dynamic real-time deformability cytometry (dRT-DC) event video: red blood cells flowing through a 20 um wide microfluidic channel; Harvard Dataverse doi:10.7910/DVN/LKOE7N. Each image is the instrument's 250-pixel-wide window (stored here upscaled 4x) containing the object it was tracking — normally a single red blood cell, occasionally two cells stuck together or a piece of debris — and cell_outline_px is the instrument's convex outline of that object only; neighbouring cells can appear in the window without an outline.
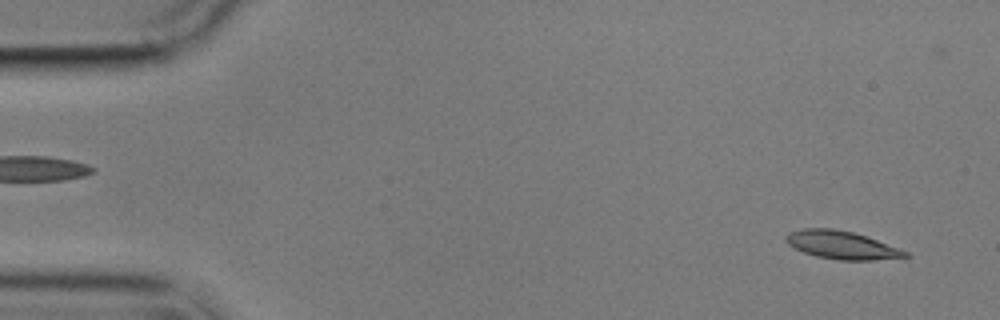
{"species": "common noctule bat (a hibernating species)", "species_latin": "Nyctalus noctula", "temperature_condition": "cold", "stored_images_in_passage": 6, "segment_of_instrument_passage": [2, 2], "camera_frame_rate_fps": 3000, "um_per_image_px": 0.085, "animal": {"sex": "male", "body_mass_g": 17.9}, "frame": {"image": 1, "passage_image": 6, "time_ms": 6.0, "image_size_px": [1000, 320], "cell_outline_px": [[908, 256], [872, 260], [840, 260], [816, 256], [804, 252], [788, 244], [784, 240], [784, 236], [788, 232], [804, 228], [832, 228], [852, 232], [868, 236], [900, 248], [908, 252]], "centroid_in_image_um": [71.52, 20.81], "position_along_channel_um": 13.5, "area_um2": 19.48}}